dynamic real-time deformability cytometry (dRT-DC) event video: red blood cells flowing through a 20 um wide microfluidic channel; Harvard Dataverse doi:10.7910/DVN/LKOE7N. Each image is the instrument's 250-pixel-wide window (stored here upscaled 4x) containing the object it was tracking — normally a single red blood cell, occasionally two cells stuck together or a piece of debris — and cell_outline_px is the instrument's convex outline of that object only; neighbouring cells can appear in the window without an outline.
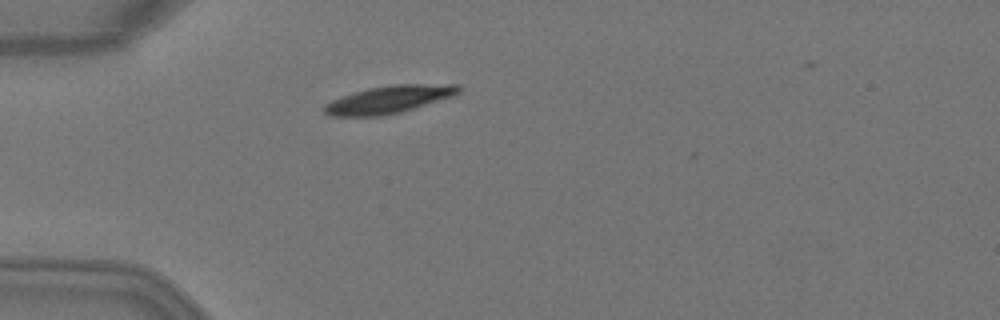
{"species": "Egyptian fruit bat (a non-hibernating species)", "species_latin": "Rousettus aegyptiacus", "temperature_condition": "warm", "stored_images_in_passage": 2, "camera_frame_rate_fps": 3000, "um_per_image_px": 0.085, "animal": {"sex": "female"}, "frame": {"image": 1, "passage_image": 2, "time_ms": 0.333, "image_size_px": [1000, 320], "cell_outline_px": [[460, 92], [452, 96], [400, 112], [380, 116], [332, 116], [324, 112], [324, 104], [332, 100], [368, 88], [392, 84], [460, 84]], "centroid_in_image_um": [33.07, 8.44], "position_along_channel_um": 51.9, "area_um2": 21.27}}